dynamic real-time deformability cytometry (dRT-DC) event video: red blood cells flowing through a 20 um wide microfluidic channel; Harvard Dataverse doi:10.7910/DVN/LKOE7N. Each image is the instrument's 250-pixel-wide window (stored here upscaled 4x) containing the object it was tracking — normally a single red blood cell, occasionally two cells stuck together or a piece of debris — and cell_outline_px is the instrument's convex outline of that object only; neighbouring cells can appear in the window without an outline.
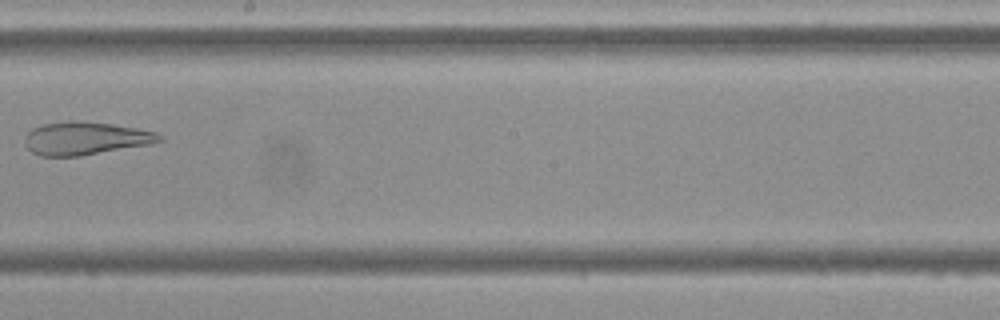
{"species": "Egyptian fruit bat (a non-hibernating species)", "species_latin": "Rousettus aegyptiacus", "temperature_condition": "cold", "stored_images_in_passage": 9, "camera_frame_rate_fps": 3000, "um_per_image_px": 0.085, "frame": {"image": 1, "passage_image": 8, "time_ms": 8.333, "image_size_px": [1000, 320], "cell_outline_px": [[164, 140], [152, 144], [80, 156], [40, 156], [32, 152], [24, 144], [24, 136], [32, 128], [44, 124], [72, 120], [80, 120], [112, 124], [136, 128], [156, 132], [164, 136]], "centroid_in_image_um": [7.27, 11.76], "position_along_channel_um": 240.9, "area_um2": 26.13}}